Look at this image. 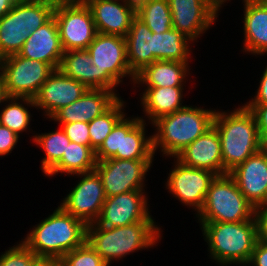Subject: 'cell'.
I'll list each match as a JSON object with an SVG mask.
<instances>
[{
    "instance_id": "cell-1",
    "label": "cell",
    "mask_w": 267,
    "mask_h": 266,
    "mask_svg": "<svg viewBox=\"0 0 267 266\" xmlns=\"http://www.w3.org/2000/svg\"><path fill=\"white\" fill-rule=\"evenodd\" d=\"M213 126L221 139L223 175L262 149L255 117L245 105L230 114L215 112Z\"/></svg>"
},
{
    "instance_id": "cell-2",
    "label": "cell",
    "mask_w": 267,
    "mask_h": 266,
    "mask_svg": "<svg viewBox=\"0 0 267 266\" xmlns=\"http://www.w3.org/2000/svg\"><path fill=\"white\" fill-rule=\"evenodd\" d=\"M87 226L60 206L22 241L35 255L60 260L86 241Z\"/></svg>"
},
{
    "instance_id": "cell-3",
    "label": "cell",
    "mask_w": 267,
    "mask_h": 266,
    "mask_svg": "<svg viewBox=\"0 0 267 266\" xmlns=\"http://www.w3.org/2000/svg\"><path fill=\"white\" fill-rule=\"evenodd\" d=\"M200 223L212 259L222 266H246L259 239L256 216L241 222Z\"/></svg>"
},
{
    "instance_id": "cell-4",
    "label": "cell",
    "mask_w": 267,
    "mask_h": 266,
    "mask_svg": "<svg viewBox=\"0 0 267 266\" xmlns=\"http://www.w3.org/2000/svg\"><path fill=\"white\" fill-rule=\"evenodd\" d=\"M215 112L185 106L154 121L152 124L157 127V133L152 135L154 154L159 147L164 155L175 158L213 126Z\"/></svg>"
},
{
    "instance_id": "cell-5",
    "label": "cell",
    "mask_w": 267,
    "mask_h": 266,
    "mask_svg": "<svg viewBox=\"0 0 267 266\" xmlns=\"http://www.w3.org/2000/svg\"><path fill=\"white\" fill-rule=\"evenodd\" d=\"M160 235V228L154 221L113 228L90 224L87 226L86 241L110 265L113 259L120 260L135 250L151 248L161 239Z\"/></svg>"
},
{
    "instance_id": "cell-6",
    "label": "cell",
    "mask_w": 267,
    "mask_h": 266,
    "mask_svg": "<svg viewBox=\"0 0 267 266\" xmlns=\"http://www.w3.org/2000/svg\"><path fill=\"white\" fill-rule=\"evenodd\" d=\"M199 222H241L256 216L255 207L245 198L234 178L217 175L211 181Z\"/></svg>"
},
{
    "instance_id": "cell-7",
    "label": "cell",
    "mask_w": 267,
    "mask_h": 266,
    "mask_svg": "<svg viewBox=\"0 0 267 266\" xmlns=\"http://www.w3.org/2000/svg\"><path fill=\"white\" fill-rule=\"evenodd\" d=\"M54 7L45 3L17 0L0 18V60L18 54L30 34L48 22Z\"/></svg>"
},
{
    "instance_id": "cell-8",
    "label": "cell",
    "mask_w": 267,
    "mask_h": 266,
    "mask_svg": "<svg viewBox=\"0 0 267 266\" xmlns=\"http://www.w3.org/2000/svg\"><path fill=\"white\" fill-rule=\"evenodd\" d=\"M145 125V120L141 117L130 120L124 115L95 151L96 160L102 161L108 158L153 160V138L145 137Z\"/></svg>"
},
{
    "instance_id": "cell-9",
    "label": "cell",
    "mask_w": 267,
    "mask_h": 266,
    "mask_svg": "<svg viewBox=\"0 0 267 266\" xmlns=\"http://www.w3.org/2000/svg\"><path fill=\"white\" fill-rule=\"evenodd\" d=\"M86 50L96 65L98 89L114 91L126 76L135 82L136 75L127 62L125 37L97 33Z\"/></svg>"
},
{
    "instance_id": "cell-10",
    "label": "cell",
    "mask_w": 267,
    "mask_h": 266,
    "mask_svg": "<svg viewBox=\"0 0 267 266\" xmlns=\"http://www.w3.org/2000/svg\"><path fill=\"white\" fill-rule=\"evenodd\" d=\"M53 71L50 64L19 54L0 60V73L9 97L34 98Z\"/></svg>"
},
{
    "instance_id": "cell-11",
    "label": "cell",
    "mask_w": 267,
    "mask_h": 266,
    "mask_svg": "<svg viewBox=\"0 0 267 266\" xmlns=\"http://www.w3.org/2000/svg\"><path fill=\"white\" fill-rule=\"evenodd\" d=\"M60 41L65 51L87 49L97 30L90 8L87 5L63 3L54 8Z\"/></svg>"
},
{
    "instance_id": "cell-12",
    "label": "cell",
    "mask_w": 267,
    "mask_h": 266,
    "mask_svg": "<svg viewBox=\"0 0 267 266\" xmlns=\"http://www.w3.org/2000/svg\"><path fill=\"white\" fill-rule=\"evenodd\" d=\"M152 162V160L115 158L97 161L95 170L102 179L106 197L129 191L144 190L145 175Z\"/></svg>"
},
{
    "instance_id": "cell-13",
    "label": "cell",
    "mask_w": 267,
    "mask_h": 266,
    "mask_svg": "<svg viewBox=\"0 0 267 266\" xmlns=\"http://www.w3.org/2000/svg\"><path fill=\"white\" fill-rule=\"evenodd\" d=\"M77 175L83 178L67 194L60 207L88 226L98 219L107 197L96 170Z\"/></svg>"
},
{
    "instance_id": "cell-14",
    "label": "cell",
    "mask_w": 267,
    "mask_h": 266,
    "mask_svg": "<svg viewBox=\"0 0 267 266\" xmlns=\"http://www.w3.org/2000/svg\"><path fill=\"white\" fill-rule=\"evenodd\" d=\"M145 190H136L107 197L101 208L96 226L106 228L130 225L136 222L154 221L147 206Z\"/></svg>"
},
{
    "instance_id": "cell-15",
    "label": "cell",
    "mask_w": 267,
    "mask_h": 266,
    "mask_svg": "<svg viewBox=\"0 0 267 266\" xmlns=\"http://www.w3.org/2000/svg\"><path fill=\"white\" fill-rule=\"evenodd\" d=\"M170 171L166 187L181 203L194 207L197 214L202 209L211 181L215 174L208 170L191 168L178 160Z\"/></svg>"
},
{
    "instance_id": "cell-16",
    "label": "cell",
    "mask_w": 267,
    "mask_h": 266,
    "mask_svg": "<svg viewBox=\"0 0 267 266\" xmlns=\"http://www.w3.org/2000/svg\"><path fill=\"white\" fill-rule=\"evenodd\" d=\"M172 28L192 42L210 28L218 17V10L209 0H168Z\"/></svg>"
},
{
    "instance_id": "cell-17",
    "label": "cell",
    "mask_w": 267,
    "mask_h": 266,
    "mask_svg": "<svg viewBox=\"0 0 267 266\" xmlns=\"http://www.w3.org/2000/svg\"><path fill=\"white\" fill-rule=\"evenodd\" d=\"M87 89L83 83L65 76L57 69L42 84L38 94L33 98L35 107L45 110V115L51 118L59 109L81 98Z\"/></svg>"
},
{
    "instance_id": "cell-18",
    "label": "cell",
    "mask_w": 267,
    "mask_h": 266,
    "mask_svg": "<svg viewBox=\"0 0 267 266\" xmlns=\"http://www.w3.org/2000/svg\"><path fill=\"white\" fill-rule=\"evenodd\" d=\"M87 6L91 10L97 33L105 35L126 37L136 17L135 0H94Z\"/></svg>"
},
{
    "instance_id": "cell-19",
    "label": "cell",
    "mask_w": 267,
    "mask_h": 266,
    "mask_svg": "<svg viewBox=\"0 0 267 266\" xmlns=\"http://www.w3.org/2000/svg\"><path fill=\"white\" fill-rule=\"evenodd\" d=\"M120 98L115 91L89 88L81 98L59 109L51 119L61 125L75 122L89 123L108 111Z\"/></svg>"
},
{
    "instance_id": "cell-20",
    "label": "cell",
    "mask_w": 267,
    "mask_h": 266,
    "mask_svg": "<svg viewBox=\"0 0 267 266\" xmlns=\"http://www.w3.org/2000/svg\"><path fill=\"white\" fill-rule=\"evenodd\" d=\"M183 165L223 175L221 139L214 126L175 157Z\"/></svg>"
},
{
    "instance_id": "cell-21",
    "label": "cell",
    "mask_w": 267,
    "mask_h": 266,
    "mask_svg": "<svg viewBox=\"0 0 267 266\" xmlns=\"http://www.w3.org/2000/svg\"><path fill=\"white\" fill-rule=\"evenodd\" d=\"M229 174L241 193L256 208L267 191V154L260 149Z\"/></svg>"
},
{
    "instance_id": "cell-22",
    "label": "cell",
    "mask_w": 267,
    "mask_h": 266,
    "mask_svg": "<svg viewBox=\"0 0 267 266\" xmlns=\"http://www.w3.org/2000/svg\"><path fill=\"white\" fill-rule=\"evenodd\" d=\"M18 54L50 64L55 70L59 69L64 50L54 16L30 34Z\"/></svg>"
},
{
    "instance_id": "cell-23",
    "label": "cell",
    "mask_w": 267,
    "mask_h": 266,
    "mask_svg": "<svg viewBox=\"0 0 267 266\" xmlns=\"http://www.w3.org/2000/svg\"><path fill=\"white\" fill-rule=\"evenodd\" d=\"M245 52L267 54V7L259 0L244 1Z\"/></svg>"
},
{
    "instance_id": "cell-24",
    "label": "cell",
    "mask_w": 267,
    "mask_h": 266,
    "mask_svg": "<svg viewBox=\"0 0 267 266\" xmlns=\"http://www.w3.org/2000/svg\"><path fill=\"white\" fill-rule=\"evenodd\" d=\"M125 39L127 62L136 75L154 62L153 32L136 16Z\"/></svg>"
},
{
    "instance_id": "cell-25",
    "label": "cell",
    "mask_w": 267,
    "mask_h": 266,
    "mask_svg": "<svg viewBox=\"0 0 267 266\" xmlns=\"http://www.w3.org/2000/svg\"><path fill=\"white\" fill-rule=\"evenodd\" d=\"M188 63L156 60L136 74L134 83L146 84L147 87H183L188 76Z\"/></svg>"
},
{
    "instance_id": "cell-26",
    "label": "cell",
    "mask_w": 267,
    "mask_h": 266,
    "mask_svg": "<svg viewBox=\"0 0 267 266\" xmlns=\"http://www.w3.org/2000/svg\"><path fill=\"white\" fill-rule=\"evenodd\" d=\"M183 87H146L141 104L152 123L162 116L172 114L185 107L182 101Z\"/></svg>"
},
{
    "instance_id": "cell-27",
    "label": "cell",
    "mask_w": 267,
    "mask_h": 266,
    "mask_svg": "<svg viewBox=\"0 0 267 266\" xmlns=\"http://www.w3.org/2000/svg\"><path fill=\"white\" fill-rule=\"evenodd\" d=\"M59 70L67 77L83 83L88 89H98L96 65L86 49L65 51Z\"/></svg>"
},
{
    "instance_id": "cell-28",
    "label": "cell",
    "mask_w": 267,
    "mask_h": 266,
    "mask_svg": "<svg viewBox=\"0 0 267 266\" xmlns=\"http://www.w3.org/2000/svg\"><path fill=\"white\" fill-rule=\"evenodd\" d=\"M96 163L95 151L90 146L70 142L61 160L46 175L54 176L58 172L82 174L95 170Z\"/></svg>"
},
{
    "instance_id": "cell-29",
    "label": "cell",
    "mask_w": 267,
    "mask_h": 266,
    "mask_svg": "<svg viewBox=\"0 0 267 266\" xmlns=\"http://www.w3.org/2000/svg\"><path fill=\"white\" fill-rule=\"evenodd\" d=\"M190 39L178 30L171 28L164 33H153L154 61L167 60L188 62Z\"/></svg>"
},
{
    "instance_id": "cell-30",
    "label": "cell",
    "mask_w": 267,
    "mask_h": 266,
    "mask_svg": "<svg viewBox=\"0 0 267 266\" xmlns=\"http://www.w3.org/2000/svg\"><path fill=\"white\" fill-rule=\"evenodd\" d=\"M136 16L153 33H164L172 28V16L168 0H135Z\"/></svg>"
},
{
    "instance_id": "cell-31",
    "label": "cell",
    "mask_w": 267,
    "mask_h": 266,
    "mask_svg": "<svg viewBox=\"0 0 267 266\" xmlns=\"http://www.w3.org/2000/svg\"><path fill=\"white\" fill-rule=\"evenodd\" d=\"M60 129L38 136L34 135L33 141L45 151L41 166L44 174H47L61 160L64 151L71 142L65 131L62 128Z\"/></svg>"
},
{
    "instance_id": "cell-32",
    "label": "cell",
    "mask_w": 267,
    "mask_h": 266,
    "mask_svg": "<svg viewBox=\"0 0 267 266\" xmlns=\"http://www.w3.org/2000/svg\"><path fill=\"white\" fill-rule=\"evenodd\" d=\"M20 101L24 102V105L34 106L35 102L33 98L30 97H9L8 105L2 109L0 113V124L6 126L11 131L15 132L20 136V132L26 131L28 125L30 124L31 114L27 108L20 104Z\"/></svg>"
},
{
    "instance_id": "cell-33",
    "label": "cell",
    "mask_w": 267,
    "mask_h": 266,
    "mask_svg": "<svg viewBox=\"0 0 267 266\" xmlns=\"http://www.w3.org/2000/svg\"><path fill=\"white\" fill-rule=\"evenodd\" d=\"M124 103L125 102L120 98L108 111L88 123L90 147L94 151L102 145L116 123L125 115V113L122 112Z\"/></svg>"
},
{
    "instance_id": "cell-34",
    "label": "cell",
    "mask_w": 267,
    "mask_h": 266,
    "mask_svg": "<svg viewBox=\"0 0 267 266\" xmlns=\"http://www.w3.org/2000/svg\"><path fill=\"white\" fill-rule=\"evenodd\" d=\"M61 266H109L85 241L60 259Z\"/></svg>"
},
{
    "instance_id": "cell-35",
    "label": "cell",
    "mask_w": 267,
    "mask_h": 266,
    "mask_svg": "<svg viewBox=\"0 0 267 266\" xmlns=\"http://www.w3.org/2000/svg\"><path fill=\"white\" fill-rule=\"evenodd\" d=\"M40 258L22 241L0 256V266H34Z\"/></svg>"
},
{
    "instance_id": "cell-36",
    "label": "cell",
    "mask_w": 267,
    "mask_h": 266,
    "mask_svg": "<svg viewBox=\"0 0 267 266\" xmlns=\"http://www.w3.org/2000/svg\"><path fill=\"white\" fill-rule=\"evenodd\" d=\"M61 128L65 131L71 142L79 145L90 146L89 125L85 122H75L62 124Z\"/></svg>"
},
{
    "instance_id": "cell-37",
    "label": "cell",
    "mask_w": 267,
    "mask_h": 266,
    "mask_svg": "<svg viewBox=\"0 0 267 266\" xmlns=\"http://www.w3.org/2000/svg\"><path fill=\"white\" fill-rule=\"evenodd\" d=\"M19 137L15 132L0 124V156L11 153Z\"/></svg>"
},
{
    "instance_id": "cell-38",
    "label": "cell",
    "mask_w": 267,
    "mask_h": 266,
    "mask_svg": "<svg viewBox=\"0 0 267 266\" xmlns=\"http://www.w3.org/2000/svg\"><path fill=\"white\" fill-rule=\"evenodd\" d=\"M254 115L261 139L267 135V105H245Z\"/></svg>"
},
{
    "instance_id": "cell-39",
    "label": "cell",
    "mask_w": 267,
    "mask_h": 266,
    "mask_svg": "<svg viewBox=\"0 0 267 266\" xmlns=\"http://www.w3.org/2000/svg\"><path fill=\"white\" fill-rule=\"evenodd\" d=\"M248 265L252 266H267V243L258 239Z\"/></svg>"
},
{
    "instance_id": "cell-40",
    "label": "cell",
    "mask_w": 267,
    "mask_h": 266,
    "mask_svg": "<svg viewBox=\"0 0 267 266\" xmlns=\"http://www.w3.org/2000/svg\"><path fill=\"white\" fill-rule=\"evenodd\" d=\"M256 96L245 105H267V66L262 74Z\"/></svg>"
},
{
    "instance_id": "cell-41",
    "label": "cell",
    "mask_w": 267,
    "mask_h": 266,
    "mask_svg": "<svg viewBox=\"0 0 267 266\" xmlns=\"http://www.w3.org/2000/svg\"><path fill=\"white\" fill-rule=\"evenodd\" d=\"M259 240L267 243V211H256Z\"/></svg>"
},
{
    "instance_id": "cell-42",
    "label": "cell",
    "mask_w": 267,
    "mask_h": 266,
    "mask_svg": "<svg viewBox=\"0 0 267 266\" xmlns=\"http://www.w3.org/2000/svg\"><path fill=\"white\" fill-rule=\"evenodd\" d=\"M17 0H0V18L7 14Z\"/></svg>"
},
{
    "instance_id": "cell-43",
    "label": "cell",
    "mask_w": 267,
    "mask_h": 266,
    "mask_svg": "<svg viewBox=\"0 0 267 266\" xmlns=\"http://www.w3.org/2000/svg\"><path fill=\"white\" fill-rule=\"evenodd\" d=\"M34 266H61L60 260L58 259H44L40 258Z\"/></svg>"
},
{
    "instance_id": "cell-44",
    "label": "cell",
    "mask_w": 267,
    "mask_h": 266,
    "mask_svg": "<svg viewBox=\"0 0 267 266\" xmlns=\"http://www.w3.org/2000/svg\"><path fill=\"white\" fill-rule=\"evenodd\" d=\"M9 98L6 88H5V83L2 74L0 73V103L2 102H8L7 99Z\"/></svg>"
},
{
    "instance_id": "cell-45",
    "label": "cell",
    "mask_w": 267,
    "mask_h": 266,
    "mask_svg": "<svg viewBox=\"0 0 267 266\" xmlns=\"http://www.w3.org/2000/svg\"><path fill=\"white\" fill-rule=\"evenodd\" d=\"M26 2H36V3H45L53 6L54 8L59 6L60 4L66 3L67 0H22Z\"/></svg>"
},
{
    "instance_id": "cell-46",
    "label": "cell",
    "mask_w": 267,
    "mask_h": 266,
    "mask_svg": "<svg viewBox=\"0 0 267 266\" xmlns=\"http://www.w3.org/2000/svg\"><path fill=\"white\" fill-rule=\"evenodd\" d=\"M255 211H267V191L262 202L255 208Z\"/></svg>"
},
{
    "instance_id": "cell-47",
    "label": "cell",
    "mask_w": 267,
    "mask_h": 266,
    "mask_svg": "<svg viewBox=\"0 0 267 266\" xmlns=\"http://www.w3.org/2000/svg\"><path fill=\"white\" fill-rule=\"evenodd\" d=\"M227 0H209V2L219 11L222 4H224ZM245 1V0H243Z\"/></svg>"
},
{
    "instance_id": "cell-48",
    "label": "cell",
    "mask_w": 267,
    "mask_h": 266,
    "mask_svg": "<svg viewBox=\"0 0 267 266\" xmlns=\"http://www.w3.org/2000/svg\"><path fill=\"white\" fill-rule=\"evenodd\" d=\"M91 1L94 0H67V2L69 3L79 4V5H88Z\"/></svg>"
},
{
    "instance_id": "cell-49",
    "label": "cell",
    "mask_w": 267,
    "mask_h": 266,
    "mask_svg": "<svg viewBox=\"0 0 267 266\" xmlns=\"http://www.w3.org/2000/svg\"><path fill=\"white\" fill-rule=\"evenodd\" d=\"M262 150L267 154V135L262 139Z\"/></svg>"
},
{
    "instance_id": "cell-50",
    "label": "cell",
    "mask_w": 267,
    "mask_h": 266,
    "mask_svg": "<svg viewBox=\"0 0 267 266\" xmlns=\"http://www.w3.org/2000/svg\"><path fill=\"white\" fill-rule=\"evenodd\" d=\"M262 2V4H264L267 7V0H259Z\"/></svg>"
}]
</instances>
